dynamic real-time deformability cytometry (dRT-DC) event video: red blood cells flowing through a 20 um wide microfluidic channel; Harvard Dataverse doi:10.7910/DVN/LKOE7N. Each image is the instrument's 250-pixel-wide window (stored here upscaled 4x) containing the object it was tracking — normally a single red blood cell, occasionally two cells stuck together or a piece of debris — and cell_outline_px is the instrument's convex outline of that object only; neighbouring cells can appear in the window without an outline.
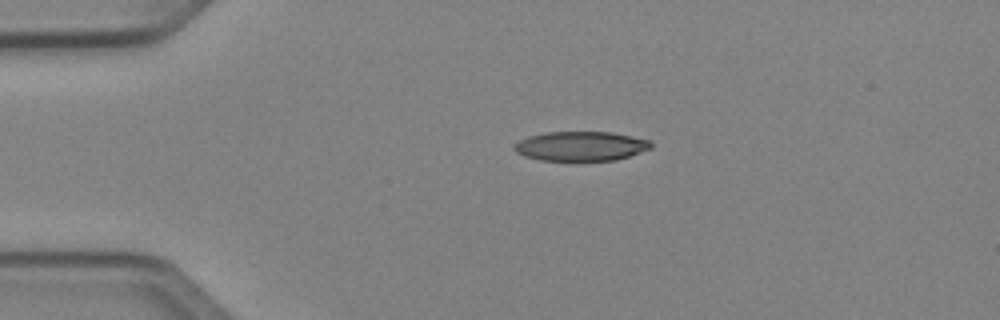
{"species": "Egyptian fruit bat (a non-hibernating species)", "species_latin": "Rousettus aegyptiacus", "temperature_condition": "cold", "stored_images_in_passage": 40, "camera_frame_rate_fps": 3000, "um_per_image_px": 0.085, "animal": {"sex": "female"}, "frame": {"image": 1, "passage_image": 1, "time_ms": 0.0, "image_size_px": [1000, 320], "cell_outline_px": [[652, 148], [616, 160], [540, 160], [524, 156], [516, 152], [512, 148], [520, 140], [528, 136], [544, 132], [612, 132], [652, 140]], "centroid_in_image_um": [49.38, 12.41], "position_along_channel_um": 35.6, "area_um2": 23.47}}
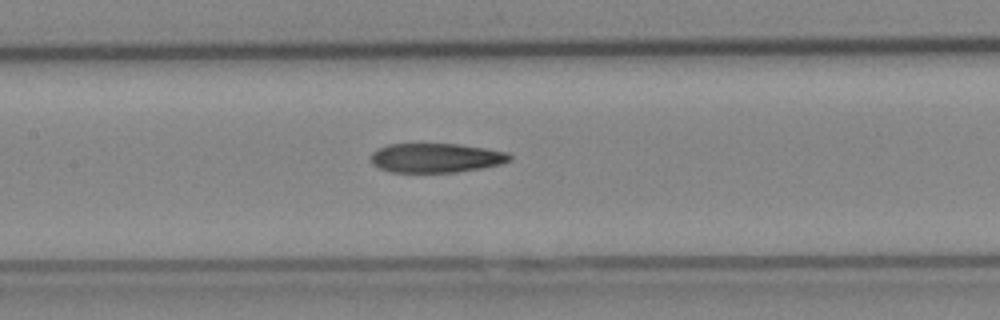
{"frame": {"image": 2, "passage_image": 14, "time_ms": 4.333, "image_size_px": [1000, 320], "cell_outline_px": [[512, 160], [500, 164], [480, 168], [456, 172], [392, 172], [380, 168], [372, 164], [372, 152], [388, 144], [456, 144], [484, 148], [508, 152], [512, 156]], "centroid_in_image_um": [37.08, 13.42], "position_along_channel_um": 170.3, "area_um2": 23.52}}
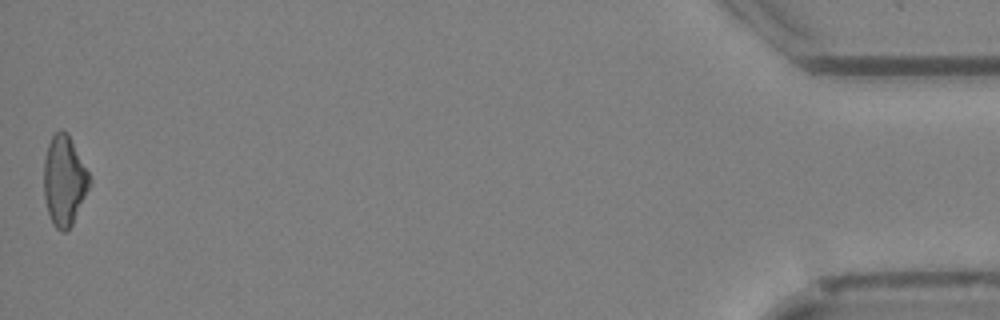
{"frame": {"image": 3, "passage_image": 40, "time_ms": 13.0, "image_size_px": [1000, 320], "cell_outline_px": [[92, 180], [72, 224], [64, 232], [60, 232], [52, 224], [48, 212], [44, 196], [44, 160], [48, 144], [52, 136], [60, 128], [68, 132]], "centroid_in_image_um": [5.45, 15.33], "position_along_channel_um": 429.8, "area_um2": 23.81}, "authors_computed_cell_mechanics": {"area_um2": 24.4783, "velocity_mm_per_s": 4.0699, "shape_relaxation_time_tau1_ms": null, "shape_relaxation_time_tau2_ms": 3.9719, "deformation_change_tau1": null, "deformation_change_tau2": 0.14}}